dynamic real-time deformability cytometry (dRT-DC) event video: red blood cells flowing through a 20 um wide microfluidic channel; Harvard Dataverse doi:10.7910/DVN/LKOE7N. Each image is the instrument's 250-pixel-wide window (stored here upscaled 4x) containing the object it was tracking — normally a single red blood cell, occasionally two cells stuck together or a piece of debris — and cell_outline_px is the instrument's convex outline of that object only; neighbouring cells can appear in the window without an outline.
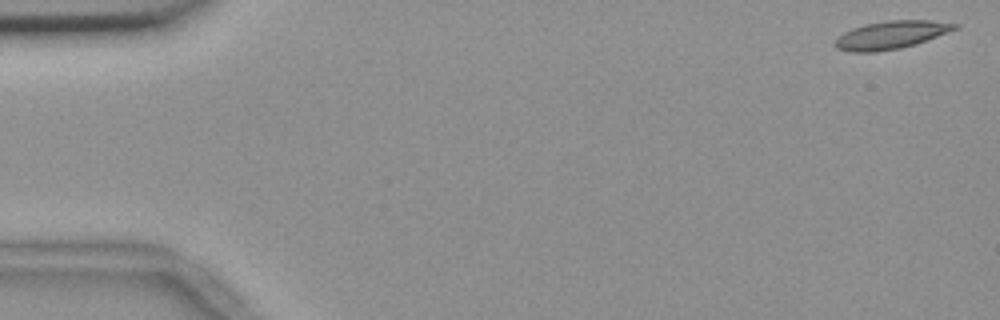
{"species": "common noctule bat (a hibernating species)", "species_latin": "Nyctalus noctula", "temperature_condition": "room temperature", "stored_images_in_passage": 14, "camera_frame_rate_fps": 3000, "um_per_image_px": 0.085, "animal": {"sex": "female", "body_mass_g": 18.4}, "frame": {"image": 1, "passage_image": 1, "time_ms": 0.0, "image_size_px": [1000, 320], "cell_outline_px": [[960, 28], [900, 48], [876, 52], [848, 52], [836, 48], [832, 44], [844, 32], [852, 28], [864, 24], [888, 20], [928, 20], [960, 24]], "centroid_in_image_um": [75.7, 2.96], "position_along_channel_um": 9.3, "area_um2": 19.36}}
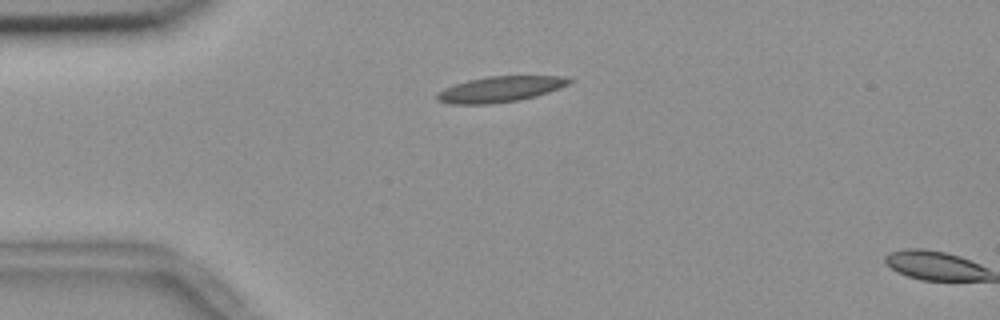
{"frame": {"image": 2, "passage_image": 13, "time_ms": 4.0, "image_size_px": [1000, 320], "cell_outline_px": [[576, 80], [560, 88], [536, 96], [520, 100], [492, 104], [452, 104], [436, 100], [436, 92], [444, 88], [468, 80], [488, 76], [564, 76]], "centroid_in_image_um": [42.52, 7.58], "position_along_channel_um": 42.5, "area_um2": 19.94}}